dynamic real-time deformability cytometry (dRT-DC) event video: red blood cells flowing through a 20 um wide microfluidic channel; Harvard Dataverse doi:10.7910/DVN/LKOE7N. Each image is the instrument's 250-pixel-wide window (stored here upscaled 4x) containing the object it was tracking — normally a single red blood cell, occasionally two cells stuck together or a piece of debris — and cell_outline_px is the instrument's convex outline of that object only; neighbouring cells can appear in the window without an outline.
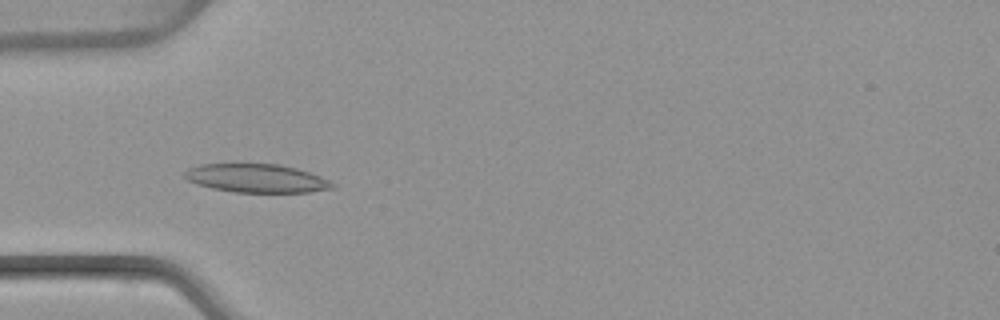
{"species": "common noctule bat (a hibernating species)", "species_latin": "Nyctalus noctula", "temperature_condition": "warm", "stored_images_in_passage": 44, "camera_frame_rate_fps": 3000, "um_per_image_px": 0.085, "animal": {"sex": "female", "body_mass_g": 22.7, "forearm_length_mm": 54.2}, "frame": {"image": 1, "passage_image": 10, "time_ms": 3.0, "image_size_px": [1000, 320], "cell_outline_px": [[336, 188], [308, 192], [232, 192], [212, 188], [196, 184], [188, 180], [184, 176], [184, 172], [188, 168], [200, 164], [280, 164], [296, 168], [320, 176], [336, 184]], "centroid_in_image_um": [21.81, 15.15], "position_along_channel_um": 63.2, "area_um2": 24.57}}
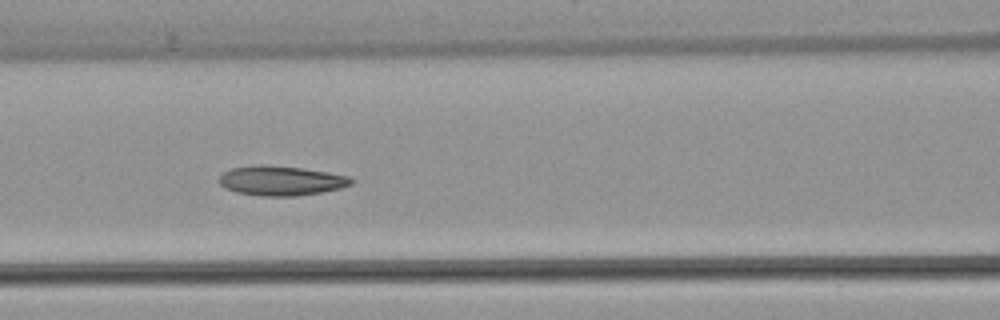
{"frame": {"image": 2, "passage_image": 16, "time_ms": 5.0, "image_size_px": [1000, 320], "cell_outline_px": [[356, 180], [352, 184], [340, 188], [320, 192], [296, 196], [260, 196], [236, 192], [224, 188], [216, 180], [224, 172], [232, 168], [256, 164], [260, 164], [300, 168], [328, 172], [348, 176]], "centroid_in_image_um": [23.86, 15.36], "position_along_channel_um": 142.7, "area_um2": 22.89}}
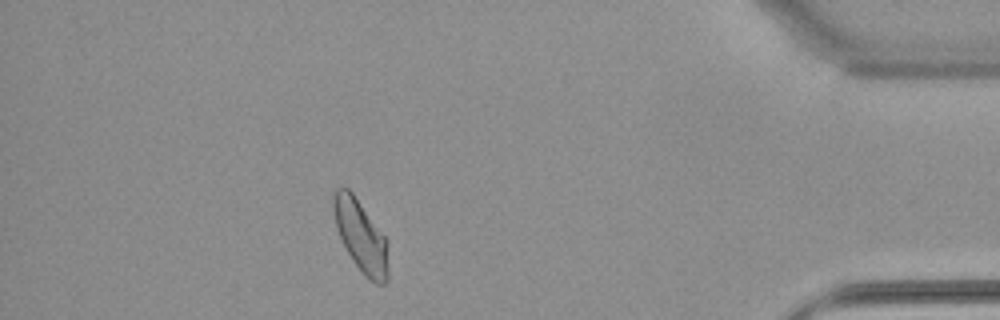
{"frame": {"image": 3, "passage_image": 39, "time_ms": 12.667, "image_size_px": [1000, 320], "cell_outline_px": [[388, 280], [384, 284], [376, 284], [368, 280], [364, 276], [352, 260], [336, 228], [332, 208], [332, 196], [336, 188], [348, 188], [352, 192], [388, 240]], "centroid_in_image_um": [30.68, 20.09], "position_along_channel_um": 404.5, "area_um2": 23.12}, "authors_computed_cell_mechanics": {"area_um2": 22.7443, "velocity_mm_per_s": 4.0312, "shape_relaxation_time_tau1_ms": 9.2322, "shape_relaxation_time_tau2_ms": 3.7442, "deformation_change_tau1": 0.186, "deformation_change_tau2": 0.1042}}